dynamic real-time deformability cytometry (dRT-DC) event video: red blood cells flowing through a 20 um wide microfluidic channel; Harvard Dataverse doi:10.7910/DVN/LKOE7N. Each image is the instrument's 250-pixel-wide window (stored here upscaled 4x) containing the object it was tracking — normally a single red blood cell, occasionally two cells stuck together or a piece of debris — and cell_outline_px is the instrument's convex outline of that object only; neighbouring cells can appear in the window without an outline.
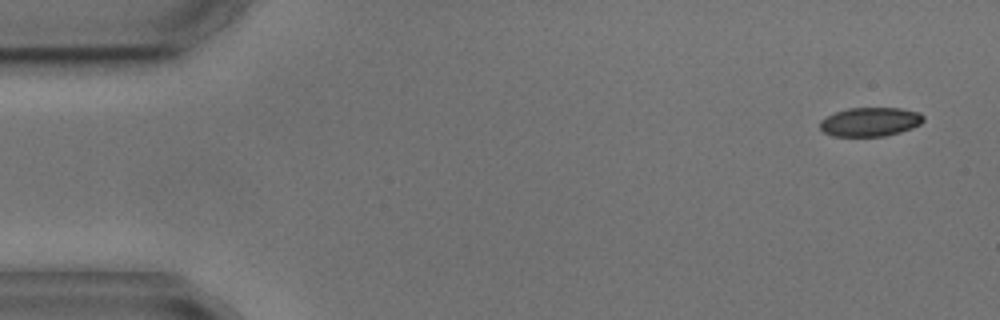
{"species": "common noctule bat (a hibernating species)", "species_latin": "Nyctalus noctula", "temperature_condition": "cold", "stored_images_in_passage": 4, "camera_frame_rate_fps": 3000, "um_per_image_px": 0.085, "animal": {"sex": "male", "body_mass_g": 17.9, "forearm_length_mm": 54.2}, "frame": {"image": 1, "passage_image": 1, "time_ms": 0.0, "image_size_px": [1000, 320], "cell_outline_px": [[924, 120], [920, 124], [912, 128], [900, 132], [884, 136], [832, 136], [824, 132], [820, 128], [820, 120], [836, 112], [848, 108], [900, 108], [920, 112], [924, 116]], "centroid_in_image_um": [73.98, 10.35], "position_along_channel_um": 11.0, "area_um2": 17.46}}